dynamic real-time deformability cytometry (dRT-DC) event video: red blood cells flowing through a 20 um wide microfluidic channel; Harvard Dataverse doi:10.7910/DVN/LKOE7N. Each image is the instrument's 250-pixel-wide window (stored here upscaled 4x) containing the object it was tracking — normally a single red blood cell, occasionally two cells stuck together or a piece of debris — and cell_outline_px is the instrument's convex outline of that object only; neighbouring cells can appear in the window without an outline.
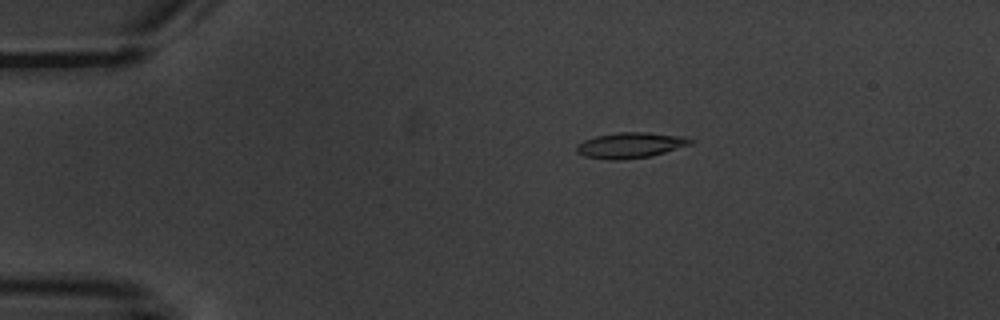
{"species": "common noctule bat (a hibernating species)", "species_latin": "Nyctalus noctula", "temperature_condition": "warm", "stored_images_in_passage": 5, "camera_frame_rate_fps": 3000, "um_per_image_px": 0.085, "animal": {"sex": "male", "body_mass_g": 20.1, "forearm_length_mm": 53.5}, "frame": {"image": 1, "passage_image": 3, "time_ms": 2.667, "image_size_px": [1000, 320], "cell_outline_px": [[696, 140], [692, 144], [652, 156], [620, 160], [612, 160], [584, 156], [576, 152], [576, 144], [584, 140], [596, 136], [620, 132], [648, 132], [684, 136]], "centroid_in_image_um": [53.61, 12.34], "position_along_channel_um": 31.4, "area_um2": 17.17}}
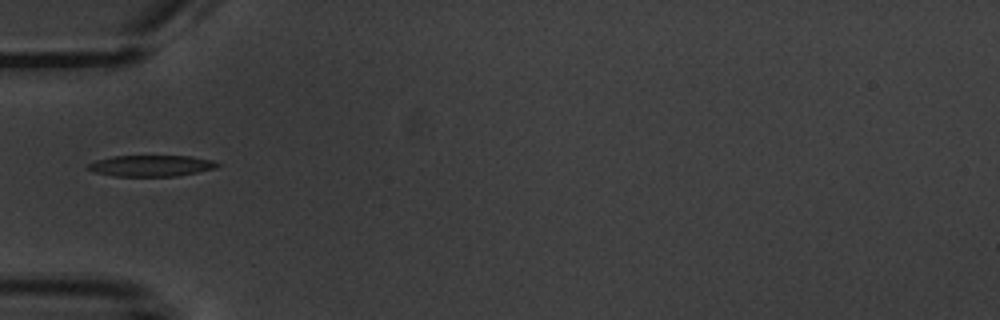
{"frame": {"image": 2, "passage_image": 5, "time_ms": 5.333, "image_size_px": [1000, 320], "cell_outline_px": [[220, 164], [216, 168], [176, 176], [112, 176], [92, 172], [84, 168], [88, 164], [96, 160], [112, 156], [192, 156], [212, 160]], "centroid_in_image_um": [12.78, 14.09], "position_along_channel_um": 72.2, "area_um2": 16.07}}